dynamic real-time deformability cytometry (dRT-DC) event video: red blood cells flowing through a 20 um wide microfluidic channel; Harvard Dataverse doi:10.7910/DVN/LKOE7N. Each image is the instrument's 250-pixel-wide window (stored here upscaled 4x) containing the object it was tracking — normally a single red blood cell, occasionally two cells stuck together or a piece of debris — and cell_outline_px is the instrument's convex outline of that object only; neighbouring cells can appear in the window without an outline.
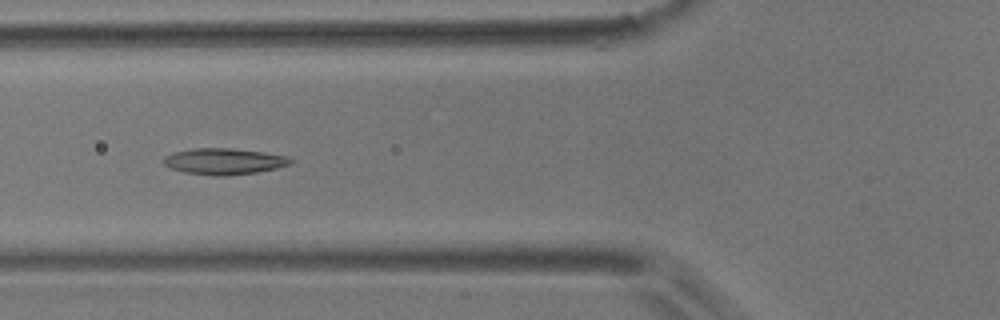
{"species": "common noctule bat (a hibernating species)", "species_latin": "Nyctalus noctula", "temperature_condition": "room temperature", "stored_images_in_passage": 4, "camera_frame_rate_fps": 3000, "um_per_image_px": 0.085, "animal": {"sex": "male", "body_mass_g": 17.9}, "frame": {"image": 1, "passage_image": 4, "time_ms": 1.0, "image_size_px": [1000, 320], "cell_outline_px": [[292, 164], [276, 168], [256, 172], [228, 176], [212, 176], [184, 172], [172, 168], [164, 164], [160, 160], [164, 156], [176, 152], [192, 148], [232, 148], [264, 152], [284, 156], [292, 160]], "centroid_in_image_um": [19.01, 13.72], "position_along_channel_um": 106.8, "area_um2": 19.42}}